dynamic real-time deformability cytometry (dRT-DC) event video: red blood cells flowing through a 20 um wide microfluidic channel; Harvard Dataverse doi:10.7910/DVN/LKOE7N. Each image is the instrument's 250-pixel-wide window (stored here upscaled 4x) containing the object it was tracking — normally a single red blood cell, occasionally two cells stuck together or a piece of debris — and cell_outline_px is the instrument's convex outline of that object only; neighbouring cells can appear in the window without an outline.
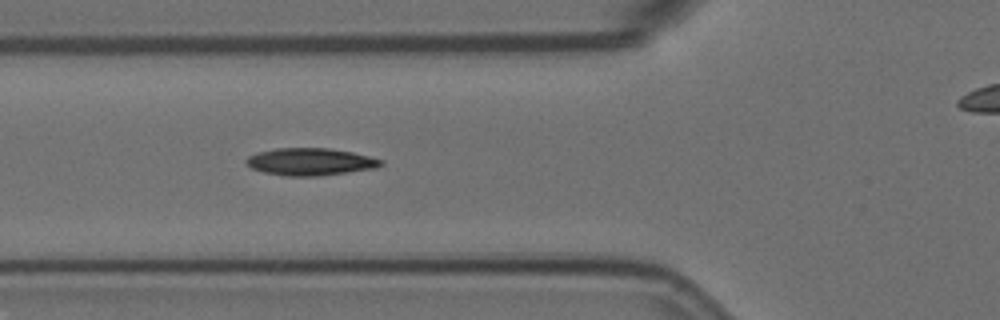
{"species": "Egyptian fruit bat (a non-hibernating species)", "species_latin": "Rousettus aegyptiacus", "temperature_condition": "room temperature", "stored_images_in_passage": 6, "segment_of_instrument_passage": [1, 2], "camera_frame_rate_fps": 3000, "um_per_image_px": 0.085, "animal": {"sex": "female"}, "frame": {"image": 1, "passage_image": 5, "time_ms": 1.333, "image_size_px": [1000, 320], "cell_outline_px": [[384, 164], [376, 168], [320, 176], [288, 176], [264, 172], [252, 168], [244, 160], [248, 156], [256, 152], [276, 148], [328, 148], [352, 152], [384, 160]], "centroid_in_image_um": [26.38, 13.74], "position_along_channel_um": 99.4, "area_um2": 21.44}}